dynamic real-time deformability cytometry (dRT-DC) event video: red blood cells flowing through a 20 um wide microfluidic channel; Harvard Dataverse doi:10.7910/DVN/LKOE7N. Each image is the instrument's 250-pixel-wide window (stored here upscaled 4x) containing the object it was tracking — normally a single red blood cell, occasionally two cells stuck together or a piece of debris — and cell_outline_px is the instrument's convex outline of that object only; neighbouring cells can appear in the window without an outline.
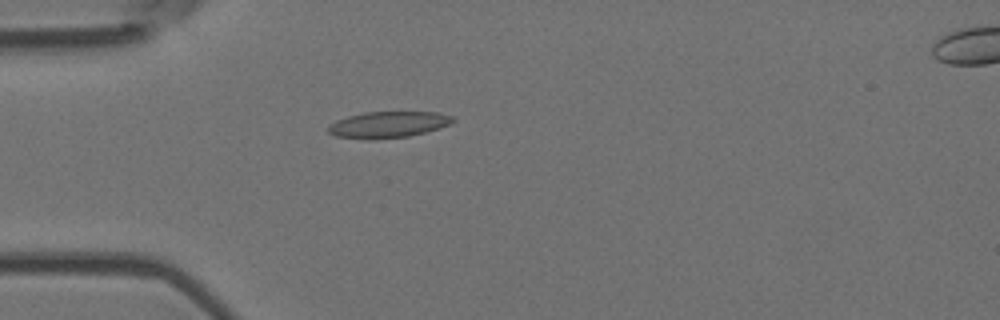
{"species": "Egyptian fruit bat (a non-hibernating species)", "species_latin": "Rousettus aegyptiacus", "temperature_condition": "room temperature", "stored_images_in_passage": 5, "camera_frame_rate_fps": 3000, "um_per_image_px": 0.085, "animal": {"sex": "female"}, "frame": {"image": 1, "passage_image": 4, "time_ms": 1.0, "image_size_px": [1000, 320], "cell_outline_px": [[456, 120], [440, 128], [408, 136], [372, 140], [368, 140], [336, 136], [328, 132], [328, 124], [336, 120], [348, 116], [364, 112], [436, 112], [452, 116]], "centroid_in_image_um": [32.95, 10.59], "position_along_channel_um": 52.0, "area_um2": 19.13}}